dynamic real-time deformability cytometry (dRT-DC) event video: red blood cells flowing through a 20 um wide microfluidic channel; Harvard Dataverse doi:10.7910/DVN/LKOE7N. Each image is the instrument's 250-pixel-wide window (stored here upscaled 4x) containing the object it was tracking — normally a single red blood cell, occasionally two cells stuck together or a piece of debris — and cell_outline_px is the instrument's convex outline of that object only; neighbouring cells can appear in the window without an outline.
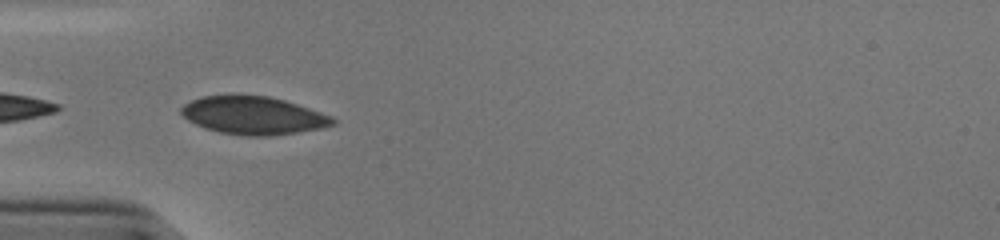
{"species": "human", "species_latin": "Homo sapiens", "temperature_condition": "cold", "stored_images_in_passage": 7, "camera_frame_rate_fps": 3000, "um_per_image_px": 0.085, "donor": {"sex": "male"}, "frame": {"image": 1, "passage_image": 1, "time_ms": 0.0, "image_size_px": [1000, 240], "cell_outline_px": [[336, 124], [324, 128], [268, 136], [248, 136], [220, 132], [204, 128], [188, 120], [180, 112], [180, 108], [184, 104], [192, 100], [204, 96], [232, 92], [236, 92], [268, 96], [284, 100], [332, 116], [336, 120]], "centroid_in_image_um": [21.5, 9.78], "position_along_channel_um": 63.5, "area_um2": 34.1}}
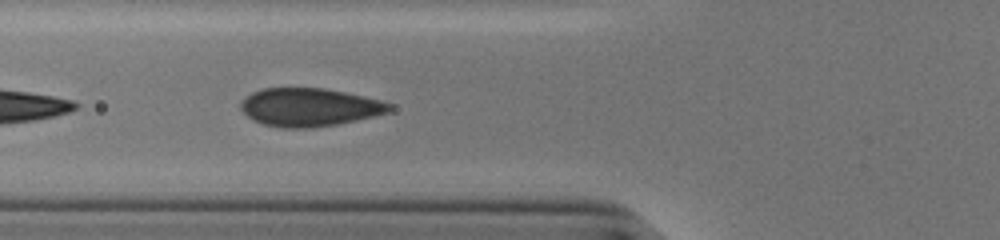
{"frame": {"image": 2, "passage_image": 4, "time_ms": 1.0, "image_size_px": [1000, 240], "cell_outline_px": [[392, 112], [356, 120], [336, 124], [312, 128], [280, 128], [264, 124], [252, 120], [240, 108], [240, 104], [252, 92], [264, 88], [324, 88], [364, 96], [380, 100], [392, 104]], "centroid_in_image_um": [26.32, 9.12], "position_along_channel_um": 99.5, "area_um2": 33.06}}